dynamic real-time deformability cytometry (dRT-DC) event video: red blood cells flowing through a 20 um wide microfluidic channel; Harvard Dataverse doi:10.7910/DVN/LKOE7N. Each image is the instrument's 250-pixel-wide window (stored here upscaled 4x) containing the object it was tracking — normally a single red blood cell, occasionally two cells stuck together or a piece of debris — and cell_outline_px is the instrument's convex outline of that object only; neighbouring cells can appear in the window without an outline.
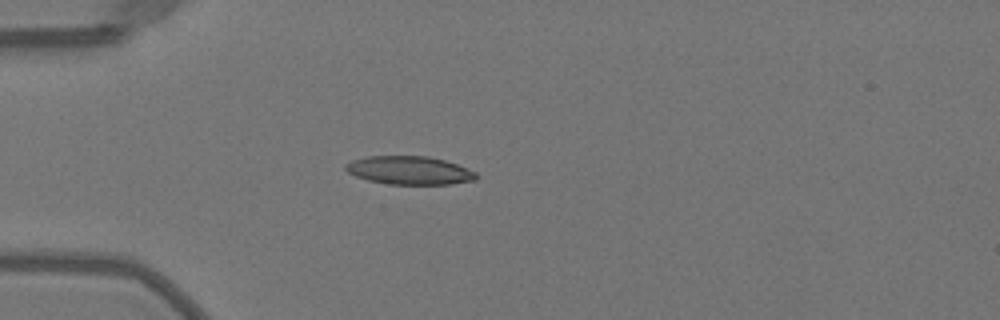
{"species": "Egyptian fruit bat (a non-hibernating species)", "species_latin": "Rousettus aegyptiacus", "temperature_condition": "warm", "stored_images_in_passage": 37, "camera_frame_rate_fps": 3000, "um_per_image_px": 0.085, "animal": {"sex": "female"}, "frame": {"image": 1, "passage_image": 1, "time_ms": 0.0, "image_size_px": [1000, 320], "cell_outline_px": [[480, 176], [476, 180], [452, 184], [388, 184], [368, 180], [356, 176], [348, 172], [344, 168], [344, 164], [352, 160], [368, 156], [428, 156], [444, 160], [456, 164], [476, 172]], "centroid_in_image_um": [34.81, 14.48], "position_along_channel_um": 50.2, "area_um2": 21.62}}
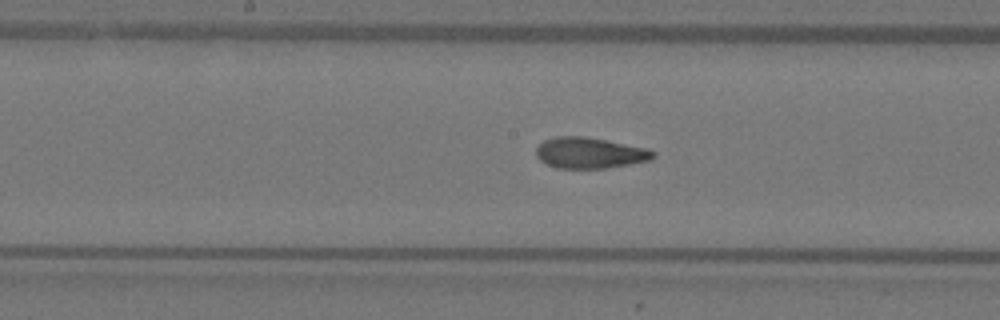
{"frame": {"image": 2, "passage_image": 13, "time_ms": 4.0, "image_size_px": [1000, 320], "cell_outline_px": [[656, 156], [652, 160], [608, 168], [556, 168], [540, 160], [536, 156], [536, 148], [544, 140], [556, 136], [584, 136], [648, 148], [656, 152]], "centroid_in_image_um": [50.16, 13.0], "position_along_channel_um": 198.0, "area_um2": 21.21}}
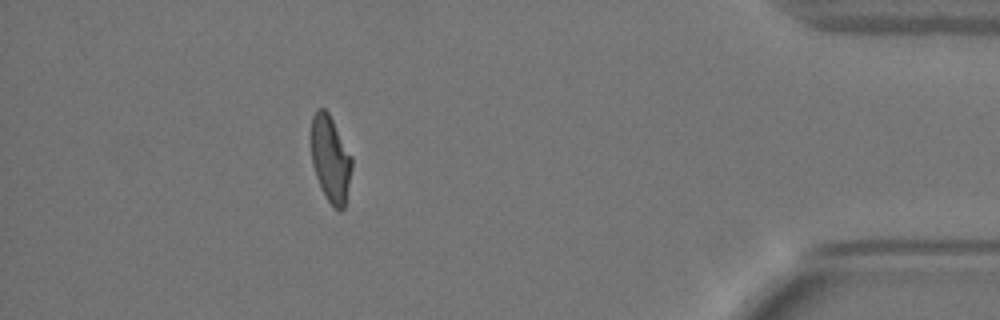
{"frame": {"image": 3, "passage_image": 32, "time_ms": 10.333, "image_size_px": [1000, 320], "cell_outline_px": [[352, 168], [344, 208], [340, 212], [328, 200], [316, 176], [312, 164], [312, 116], [316, 108], [324, 108], [328, 112], [352, 156]], "centroid_in_image_um": [28.1, 13.48], "position_along_channel_um": 407.1, "area_um2": 20.11}, "authors_computed_cell_mechanics": {"area_um2": 21.2126, "velocity_mm_per_s": 4.0422, "shape_relaxation_time_tau1_ms": 7.4092, "shape_relaxation_time_tau2_ms": 1.6991, "deformation_change_tau1": 0.2494, "deformation_change_tau2": 0.0792}}